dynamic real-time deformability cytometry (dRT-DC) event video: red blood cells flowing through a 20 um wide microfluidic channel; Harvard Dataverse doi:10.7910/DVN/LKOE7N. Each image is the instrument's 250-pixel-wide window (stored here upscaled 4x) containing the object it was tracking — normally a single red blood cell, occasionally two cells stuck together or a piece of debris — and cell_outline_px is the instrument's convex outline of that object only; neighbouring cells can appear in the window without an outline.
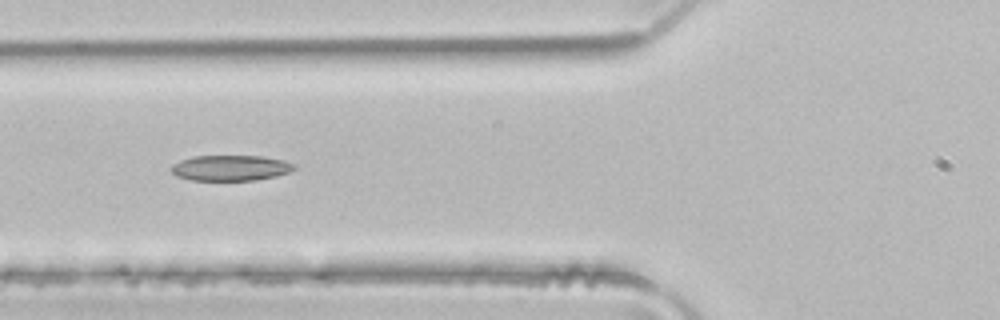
{"species": "common noctule bat (a hibernating species)", "species_latin": "Nyctalus noctula", "temperature_condition": "room temperature", "stored_images_in_passage": 6, "segment_of_instrument_passage": [2, 2], "camera_frame_rate_fps": 3000, "um_per_image_px": 0.085, "animal": {"sex": "male", "body_mass_g": 21.5, "forearm_length_mm": 52.0}, "frame": {"image": 1, "passage_image": 6, "time_ms": 1.667, "image_size_px": [1000, 320], "cell_outline_px": [[296, 168], [288, 172], [276, 176], [256, 180], [192, 180], [176, 176], [172, 172], [172, 164], [180, 160], [192, 156], [264, 156], [284, 160], [296, 164]], "centroid_in_image_um": [19.61, 14.27], "position_along_channel_um": 106.2, "area_um2": 18.38}}